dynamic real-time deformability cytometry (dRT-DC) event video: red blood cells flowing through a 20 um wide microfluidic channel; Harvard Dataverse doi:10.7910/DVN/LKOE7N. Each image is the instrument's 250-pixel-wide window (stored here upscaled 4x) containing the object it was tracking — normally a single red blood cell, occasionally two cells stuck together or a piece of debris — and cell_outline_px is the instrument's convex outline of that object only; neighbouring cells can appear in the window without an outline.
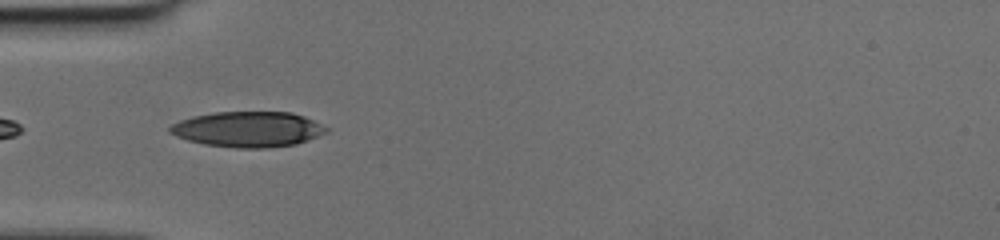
{"species": "human", "species_latin": "Homo sapiens", "temperature_condition": "cold", "stored_images_in_passage": 34, "camera_frame_rate_fps": 3000, "um_per_image_px": 0.085, "donor": {"sex": "female"}, "frame": {"image": 1, "passage_image": 1, "time_ms": 0.0, "image_size_px": [1000, 240], "cell_outline_px": [[328, 132], [296, 144], [268, 148], [236, 148], [204, 144], [188, 140], [176, 136], [168, 132], [168, 128], [172, 124], [180, 120], [192, 116], [216, 112], [292, 112], [304, 116], [328, 128]], "centroid_in_image_um": [21.06, 10.99], "position_along_channel_um": 63.9, "area_um2": 32.31}}
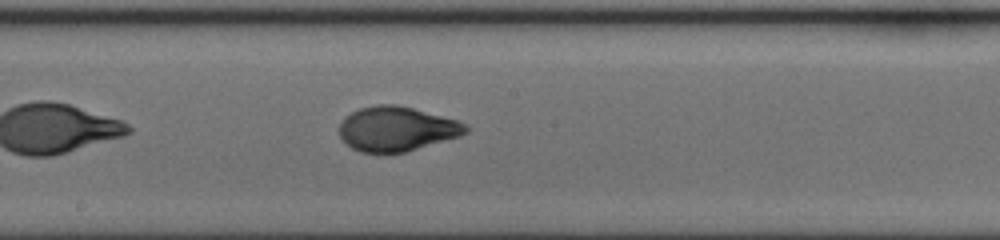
{"frame": {"image": 2, "passage_image": 12, "time_ms": 3.667, "image_size_px": [1000, 240], "cell_outline_px": [[468, 132], [460, 136], [404, 152], [360, 152], [352, 148], [340, 136], [340, 124], [344, 116], [360, 108], [376, 104], [396, 104], [412, 108], [456, 120], [464, 124], [468, 128]], "centroid_in_image_um": [33.69, 10.94], "position_along_channel_um": 214.5, "area_um2": 32.43}}
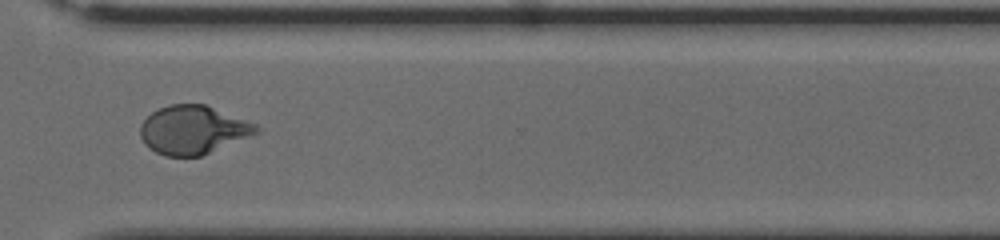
{"frame": {"image": 3, "passage_image": 22, "time_ms": 7.0, "image_size_px": [1000, 240], "cell_outline_px": [[260, 132], [200, 156], [164, 156], [148, 148], [144, 144], [140, 136], [140, 124], [152, 112], [168, 104], [204, 104], [256, 124], [260, 128]], "centroid_in_image_um": [16.37, 11.04], "position_along_channel_um": 354.2, "area_um2": 32.6}}